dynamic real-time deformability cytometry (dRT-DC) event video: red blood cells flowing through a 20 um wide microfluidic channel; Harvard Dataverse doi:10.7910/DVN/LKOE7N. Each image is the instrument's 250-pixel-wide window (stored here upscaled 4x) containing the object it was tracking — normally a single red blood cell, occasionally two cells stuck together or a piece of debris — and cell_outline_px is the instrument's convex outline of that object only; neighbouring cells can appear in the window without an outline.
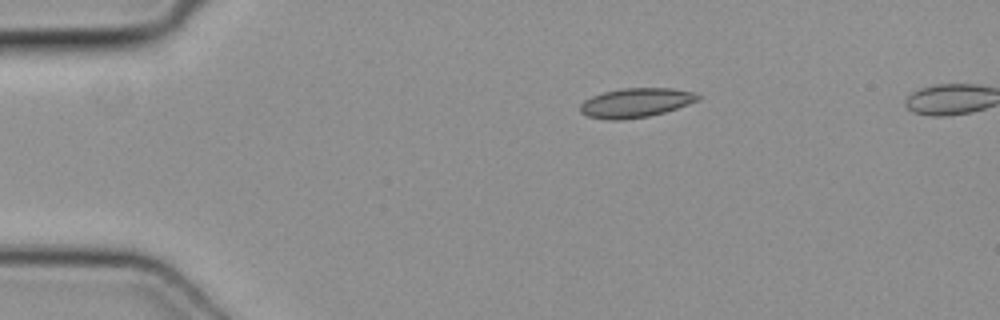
{"species": "common noctule bat (a hibernating species)", "species_latin": "Nyctalus noctula", "temperature_condition": "cold", "stored_images_in_passage": 3, "camera_frame_rate_fps": 3000, "um_per_image_px": 0.085, "animal": {"sex": "female", "body_mass_g": 19.3, "forearm_length_mm": 54.1}, "frame": {"image": 1, "passage_image": 1, "time_ms": 0.0, "image_size_px": [1000, 320], "cell_outline_px": [[700, 100], [664, 112], [648, 116], [624, 120], [604, 120], [588, 116], [580, 112], [580, 104], [584, 100], [592, 96], [604, 92], [624, 88], [672, 88], [692, 92], [700, 96]], "centroid_in_image_um": [54.01, 8.74], "position_along_channel_um": 31.0, "area_um2": 20.06}}